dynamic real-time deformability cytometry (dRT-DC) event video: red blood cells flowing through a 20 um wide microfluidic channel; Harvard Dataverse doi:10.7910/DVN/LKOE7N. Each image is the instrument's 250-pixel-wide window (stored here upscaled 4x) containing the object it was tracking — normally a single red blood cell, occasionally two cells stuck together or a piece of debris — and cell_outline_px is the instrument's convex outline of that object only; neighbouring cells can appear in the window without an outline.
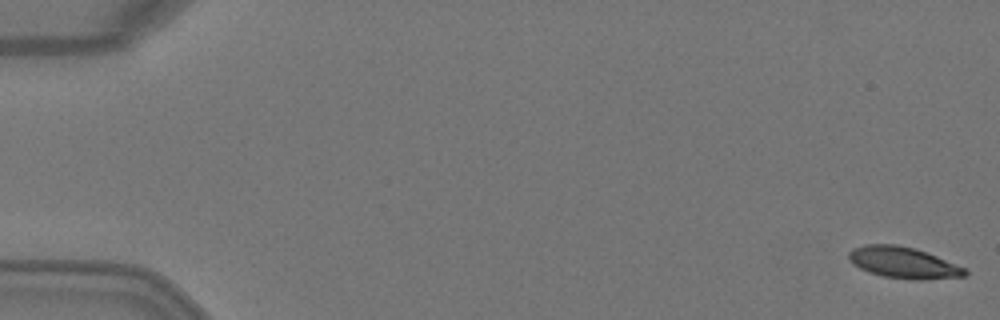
{"species": "Egyptian fruit bat (a non-hibernating species)", "species_latin": "Rousettus aegyptiacus", "temperature_condition": "warm", "stored_images_in_passage": 5, "camera_frame_rate_fps": 3000, "um_per_image_px": 0.085, "animal": {"sex": "female"}, "frame": {"image": 1, "passage_image": 1, "time_ms": 0.0, "image_size_px": [1000, 320], "cell_outline_px": [[968, 272], [964, 276], [920, 280], [916, 280], [880, 276], [868, 272], [852, 264], [848, 256], [848, 252], [852, 248], [864, 244], [896, 244], [916, 248], [968, 268]], "centroid_in_image_um": [76.78, 22.32], "position_along_channel_um": 8.2, "area_um2": 21.5}}
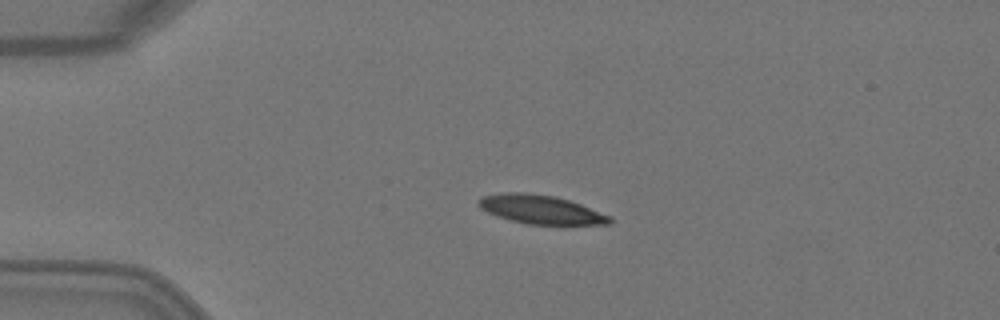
{"frame": {"image": 2, "passage_image": 3, "time_ms": 0.667, "image_size_px": [1000, 320], "cell_outline_px": [[612, 224], [528, 224], [496, 216], [480, 208], [476, 204], [476, 200], [480, 196], [504, 192], [528, 192], [556, 196], [580, 204], [612, 216]], "centroid_in_image_um": [45.92, 17.79], "position_along_channel_um": 39.1, "area_um2": 22.14}}